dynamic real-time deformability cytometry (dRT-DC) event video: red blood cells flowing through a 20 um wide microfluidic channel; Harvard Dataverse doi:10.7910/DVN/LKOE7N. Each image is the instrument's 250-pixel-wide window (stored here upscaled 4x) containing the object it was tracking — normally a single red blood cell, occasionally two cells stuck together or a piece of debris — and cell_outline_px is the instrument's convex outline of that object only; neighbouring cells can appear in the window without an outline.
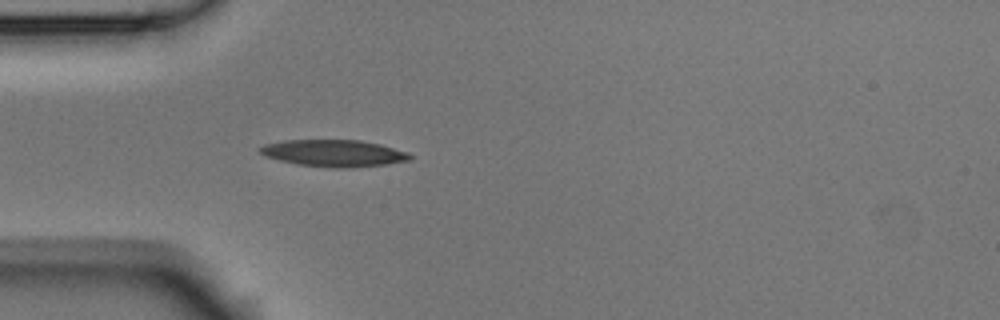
{"species": "Egyptian fruit bat (a non-hibernating species)", "species_latin": "Rousettus aegyptiacus", "temperature_condition": "room temperature", "stored_images_in_passage": 1, "camera_frame_rate_fps": 3000, "um_per_image_px": 0.085, "animal": {"sex": "male"}, "frame": {"image": 1, "passage_image": 1, "time_ms": 0.0, "image_size_px": [1000, 320], "cell_outline_px": [[412, 160], [384, 164], [340, 168], [332, 168], [296, 164], [264, 156], [260, 152], [260, 148], [264, 144], [284, 140], [360, 140], [380, 144], [408, 152], [412, 156]], "centroid_in_image_um": [28.37, 13.01], "position_along_channel_um": 56.6, "area_um2": 23.35}}